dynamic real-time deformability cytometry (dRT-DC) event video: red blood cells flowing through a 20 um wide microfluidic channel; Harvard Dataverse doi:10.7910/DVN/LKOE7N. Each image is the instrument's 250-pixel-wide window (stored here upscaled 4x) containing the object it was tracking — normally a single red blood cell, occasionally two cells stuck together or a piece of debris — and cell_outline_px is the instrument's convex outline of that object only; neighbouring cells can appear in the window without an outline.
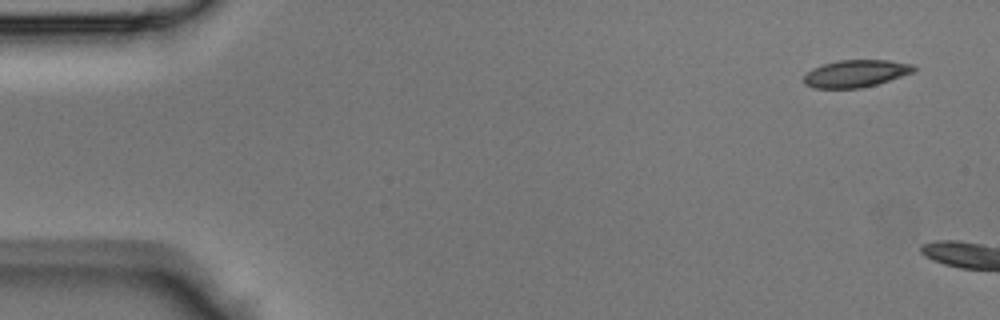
{"species": "Egyptian fruit bat (a non-hibernating species)", "species_latin": "Rousettus aegyptiacus", "temperature_condition": "room temperature", "stored_images_in_passage": 4, "camera_frame_rate_fps": 3000, "um_per_image_px": 0.085, "animal": {"sex": "male"}, "frame": {"image": 1, "passage_image": 1, "time_ms": 0.0, "image_size_px": [1000, 320], "cell_outline_px": [[920, 68], [912, 72], [876, 84], [860, 88], [812, 88], [804, 84], [804, 76], [812, 68], [836, 60], [888, 60], [912, 64]], "centroid_in_image_um": [72.73, 6.24], "position_along_channel_um": 12.3, "area_um2": 17.4}}